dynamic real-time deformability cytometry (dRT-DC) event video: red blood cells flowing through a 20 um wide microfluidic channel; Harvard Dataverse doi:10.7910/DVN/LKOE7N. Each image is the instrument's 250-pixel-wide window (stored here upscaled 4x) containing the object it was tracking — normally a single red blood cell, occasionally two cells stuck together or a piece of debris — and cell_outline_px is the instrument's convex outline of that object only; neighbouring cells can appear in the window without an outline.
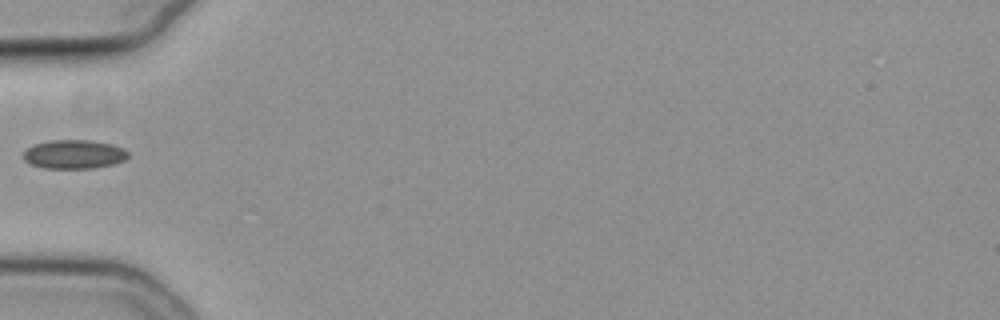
{"species": "common noctule bat (a hibernating species)", "species_latin": "Nyctalus noctula", "temperature_condition": "cold", "stored_images_in_passage": 28, "camera_frame_rate_fps": 3000, "um_per_image_px": 0.085, "animal": {"sex": "female", "body_mass_g": 19.3, "forearm_length_mm": 54.1}, "frame": {"image": 1, "passage_image": 1, "time_ms": 0.0, "image_size_px": [1000, 320], "cell_outline_px": [[128, 156], [124, 160], [112, 164], [92, 168], [44, 168], [28, 164], [20, 156], [32, 144], [48, 140], [92, 140], [112, 144], [124, 148], [128, 152]], "centroid_in_image_um": [6.24, 13.1], "position_along_channel_um": 78.8, "area_um2": 17.86}}
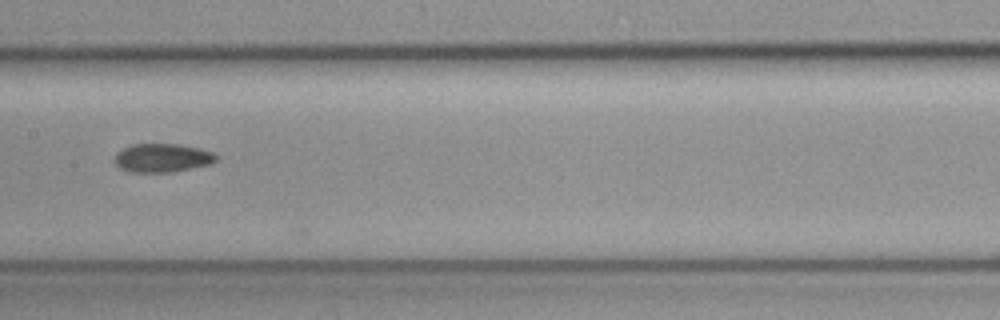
{"frame": {"image": 2, "passage_image": 10, "time_ms": 3.0, "image_size_px": [1000, 320], "cell_outline_px": [[216, 160], [212, 164], [172, 172], [132, 172], [120, 168], [116, 164], [116, 152], [132, 144], [176, 144], [200, 148], [212, 152], [216, 156]], "centroid_in_image_um": [13.81, 13.42], "position_along_channel_um": 193.6, "area_um2": 16.82}}
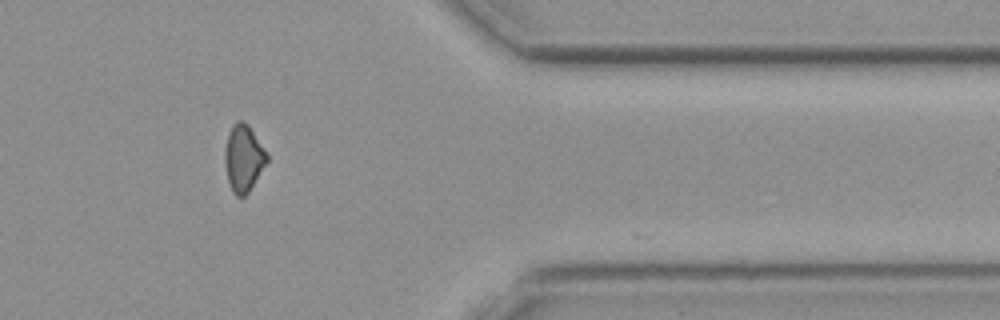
{"frame": {"image": 3, "passage_image": 27, "time_ms": 8.667, "image_size_px": [1000, 320], "cell_outline_px": [[268, 160], [248, 192], [244, 196], [236, 196], [232, 192], [228, 180], [224, 160], [224, 148], [228, 132], [236, 120], [240, 120], [248, 124], [268, 152]], "centroid_in_image_um": [20.69, 13.41], "position_along_channel_um": 390.7, "area_um2": 16.47}}